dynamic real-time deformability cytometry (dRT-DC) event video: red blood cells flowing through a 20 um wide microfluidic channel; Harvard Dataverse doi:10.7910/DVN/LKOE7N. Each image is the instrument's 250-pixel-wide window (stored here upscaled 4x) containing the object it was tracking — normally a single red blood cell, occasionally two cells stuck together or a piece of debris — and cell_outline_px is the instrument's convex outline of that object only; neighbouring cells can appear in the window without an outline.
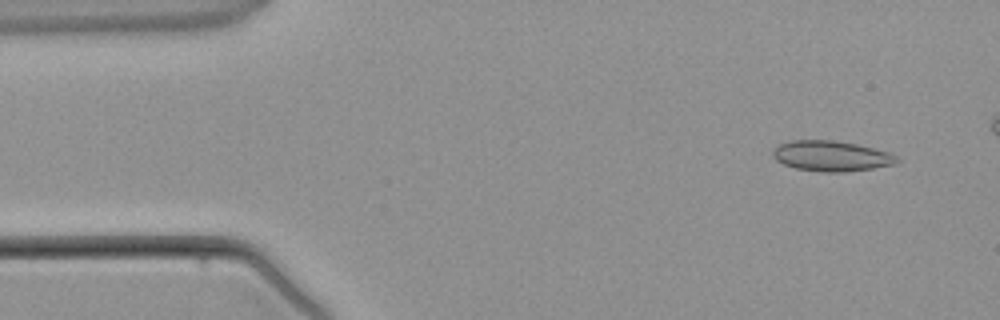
{"species": "common noctule bat (a hibernating species)", "species_latin": "Nyctalus noctula", "temperature_condition": "warm", "stored_images_in_passage": 3, "camera_frame_rate_fps": 3000, "um_per_image_px": 0.085, "animal": {"sex": "male", "body_mass_g": 21.5, "forearm_length_mm": 52.0}, "frame": {"image": 1, "passage_image": 1, "time_ms": 0.0, "image_size_px": [1000, 320], "cell_outline_px": [[900, 160], [896, 164], [872, 168], [844, 172], [824, 172], [796, 168], [784, 164], [776, 160], [772, 156], [772, 152], [780, 144], [792, 140], [832, 140], [856, 144], [888, 152], [896, 156]], "centroid_in_image_um": [70.66, 13.26], "position_along_channel_um": 14.3, "area_um2": 21.79}}